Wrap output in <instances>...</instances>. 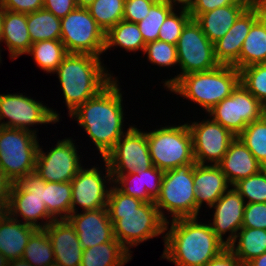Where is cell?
I'll return each mask as SVG.
<instances>
[{"label": "cell", "mask_w": 266, "mask_h": 266, "mask_svg": "<svg viewBox=\"0 0 266 266\" xmlns=\"http://www.w3.org/2000/svg\"><path fill=\"white\" fill-rule=\"evenodd\" d=\"M115 77L95 97L88 99L69 116L85 129L102 159L113 149L124 132L122 93Z\"/></svg>", "instance_id": "1"}, {"label": "cell", "mask_w": 266, "mask_h": 266, "mask_svg": "<svg viewBox=\"0 0 266 266\" xmlns=\"http://www.w3.org/2000/svg\"><path fill=\"white\" fill-rule=\"evenodd\" d=\"M107 211L113 223L114 237L132 253L130 248L164 233L166 221L155 202H142L125 195L114 185L110 187Z\"/></svg>", "instance_id": "2"}, {"label": "cell", "mask_w": 266, "mask_h": 266, "mask_svg": "<svg viewBox=\"0 0 266 266\" xmlns=\"http://www.w3.org/2000/svg\"><path fill=\"white\" fill-rule=\"evenodd\" d=\"M197 218H179L171 220V224L166 222L163 259L176 266H205L227 248L210 224H202Z\"/></svg>", "instance_id": "3"}, {"label": "cell", "mask_w": 266, "mask_h": 266, "mask_svg": "<svg viewBox=\"0 0 266 266\" xmlns=\"http://www.w3.org/2000/svg\"><path fill=\"white\" fill-rule=\"evenodd\" d=\"M104 67L92 54L69 53L63 59L53 74H58L69 115L114 79Z\"/></svg>", "instance_id": "4"}, {"label": "cell", "mask_w": 266, "mask_h": 266, "mask_svg": "<svg viewBox=\"0 0 266 266\" xmlns=\"http://www.w3.org/2000/svg\"><path fill=\"white\" fill-rule=\"evenodd\" d=\"M239 84V70L234 66L219 65L210 71L186 74L169 90L197 103L207 113L229 97Z\"/></svg>", "instance_id": "5"}, {"label": "cell", "mask_w": 266, "mask_h": 266, "mask_svg": "<svg viewBox=\"0 0 266 266\" xmlns=\"http://www.w3.org/2000/svg\"><path fill=\"white\" fill-rule=\"evenodd\" d=\"M147 142L153 165L164 172L196 163L192 134L187 123L168 125L147 132Z\"/></svg>", "instance_id": "6"}, {"label": "cell", "mask_w": 266, "mask_h": 266, "mask_svg": "<svg viewBox=\"0 0 266 266\" xmlns=\"http://www.w3.org/2000/svg\"><path fill=\"white\" fill-rule=\"evenodd\" d=\"M195 164L188 163L164 172L161 191L155 199V206L166 222L169 220L163 209L171 214L172 220L196 217V192L193 183Z\"/></svg>", "instance_id": "7"}, {"label": "cell", "mask_w": 266, "mask_h": 266, "mask_svg": "<svg viewBox=\"0 0 266 266\" xmlns=\"http://www.w3.org/2000/svg\"><path fill=\"white\" fill-rule=\"evenodd\" d=\"M38 141L32 131L0 126V168L12 183L35 171Z\"/></svg>", "instance_id": "8"}, {"label": "cell", "mask_w": 266, "mask_h": 266, "mask_svg": "<svg viewBox=\"0 0 266 266\" xmlns=\"http://www.w3.org/2000/svg\"><path fill=\"white\" fill-rule=\"evenodd\" d=\"M176 46L181 72L163 82L168 91L182 76L210 71L220 65L215 58L214 43L206 37L195 19L191 18L184 26Z\"/></svg>", "instance_id": "9"}, {"label": "cell", "mask_w": 266, "mask_h": 266, "mask_svg": "<svg viewBox=\"0 0 266 266\" xmlns=\"http://www.w3.org/2000/svg\"><path fill=\"white\" fill-rule=\"evenodd\" d=\"M45 185L46 181L35 171L28 173L17 182L12 183L7 213L16 220L21 216L25 220V224L37 229H44L49 223L55 220L48 213L44 203ZM38 219L46 221L44 222L42 220V223H40Z\"/></svg>", "instance_id": "10"}, {"label": "cell", "mask_w": 266, "mask_h": 266, "mask_svg": "<svg viewBox=\"0 0 266 266\" xmlns=\"http://www.w3.org/2000/svg\"><path fill=\"white\" fill-rule=\"evenodd\" d=\"M68 53L92 54L105 52V33L91 16L88 8L76 7L61 18V38Z\"/></svg>", "instance_id": "11"}, {"label": "cell", "mask_w": 266, "mask_h": 266, "mask_svg": "<svg viewBox=\"0 0 266 266\" xmlns=\"http://www.w3.org/2000/svg\"><path fill=\"white\" fill-rule=\"evenodd\" d=\"M266 114V107L257 100L241 83L210 111L208 116L231 131L236 137L247 124Z\"/></svg>", "instance_id": "12"}, {"label": "cell", "mask_w": 266, "mask_h": 266, "mask_svg": "<svg viewBox=\"0 0 266 266\" xmlns=\"http://www.w3.org/2000/svg\"><path fill=\"white\" fill-rule=\"evenodd\" d=\"M5 118L8 119L6 122ZM59 118V114L52 108L22 93L0 94V126L28 130L36 134V130H30V127L55 124L59 122Z\"/></svg>", "instance_id": "13"}, {"label": "cell", "mask_w": 266, "mask_h": 266, "mask_svg": "<svg viewBox=\"0 0 266 266\" xmlns=\"http://www.w3.org/2000/svg\"><path fill=\"white\" fill-rule=\"evenodd\" d=\"M111 175H121L153 167L147 142V132L130 126L105 156Z\"/></svg>", "instance_id": "14"}, {"label": "cell", "mask_w": 266, "mask_h": 266, "mask_svg": "<svg viewBox=\"0 0 266 266\" xmlns=\"http://www.w3.org/2000/svg\"><path fill=\"white\" fill-rule=\"evenodd\" d=\"M74 144L72 139L65 138L47 152L39 146L35 172L46 182H71L83 167Z\"/></svg>", "instance_id": "15"}, {"label": "cell", "mask_w": 266, "mask_h": 266, "mask_svg": "<svg viewBox=\"0 0 266 266\" xmlns=\"http://www.w3.org/2000/svg\"><path fill=\"white\" fill-rule=\"evenodd\" d=\"M187 124L192 134L195 162L218 165L236 136L212 119Z\"/></svg>", "instance_id": "16"}, {"label": "cell", "mask_w": 266, "mask_h": 266, "mask_svg": "<svg viewBox=\"0 0 266 266\" xmlns=\"http://www.w3.org/2000/svg\"><path fill=\"white\" fill-rule=\"evenodd\" d=\"M103 161L106 167L105 176L98 170L99 167L93 166L86 169L82 167L72 179L71 213L78 212L77 205L82 207L83 211L107 207L110 187L107 188L105 183L112 184L113 178L108 164L104 159Z\"/></svg>", "instance_id": "17"}, {"label": "cell", "mask_w": 266, "mask_h": 266, "mask_svg": "<svg viewBox=\"0 0 266 266\" xmlns=\"http://www.w3.org/2000/svg\"><path fill=\"white\" fill-rule=\"evenodd\" d=\"M246 201L235 187L228 189L210 208H214L213 222L209 223L215 235L228 247L242 228ZM229 232L224 241L223 235Z\"/></svg>", "instance_id": "18"}, {"label": "cell", "mask_w": 266, "mask_h": 266, "mask_svg": "<svg viewBox=\"0 0 266 266\" xmlns=\"http://www.w3.org/2000/svg\"><path fill=\"white\" fill-rule=\"evenodd\" d=\"M67 220L74 227L83 250L114 238L107 208L71 213Z\"/></svg>", "instance_id": "19"}, {"label": "cell", "mask_w": 266, "mask_h": 266, "mask_svg": "<svg viewBox=\"0 0 266 266\" xmlns=\"http://www.w3.org/2000/svg\"><path fill=\"white\" fill-rule=\"evenodd\" d=\"M258 19L250 5L231 26L230 30L214 43V54L220 65L234 66L240 70V53L252 24Z\"/></svg>", "instance_id": "20"}, {"label": "cell", "mask_w": 266, "mask_h": 266, "mask_svg": "<svg viewBox=\"0 0 266 266\" xmlns=\"http://www.w3.org/2000/svg\"><path fill=\"white\" fill-rule=\"evenodd\" d=\"M44 230L52 244L55 265H81L83 248L81 247L74 227L67 219L54 220Z\"/></svg>", "instance_id": "21"}, {"label": "cell", "mask_w": 266, "mask_h": 266, "mask_svg": "<svg viewBox=\"0 0 266 266\" xmlns=\"http://www.w3.org/2000/svg\"><path fill=\"white\" fill-rule=\"evenodd\" d=\"M163 175V170L153 166L146 171L112 175V178L114 186L125 195L142 202H155L161 191Z\"/></svg>", "instance_id": "22"}, {"label": "cell", "mask_w": 266, "mask_h": 266, "mask_svg": "<svg viewBox=\"0 0 266 266\" xmlns=\"http://www.w3.org/2000/svg\"><path fill=\"white\" fill-rule=\"evenodd\" d=\"M193 183L196 192V217L205 202L210 208L231 186L218 165L195 164Z\"/></svg>", "instance_id": "23"}, {"label": "cell", "mask_w": 266, "mask_h": 266, "mask_svg": "<svg viewBox=\"0 0 266 266\" xmlns=\"http://www.w3.org/2000/svg\"><path fill=\"white\" fill-rule=\"evenodd\" d=\"M218 166L231 187L264 168L238 136L231 142Z\"/></svg>", "instance_id": "24"}, {"label": "cell", "mask_w": 266, "mask_h": 266, "mask_svg": "<svg viewBox=\"0 0 266 266\" xmlns=\"http://www.w3.org/2000/svg\"><path fill=\"white\" fill-rule=\"evenodd\" d=\"M250 5L249 2L238 0L235 4L202 13L195 20L200 24L206 37L215 43L230 30L238 17Z\"/></svg>", "instance_id": "25"}, {"label": "cell", "mask_w": 266, "mask_h": 266, "mask_svg": "<svg viewBox=\"0 0 266 266\" xmlns=\"http://www.w3.org/2000/svg\"><path fill=\"white\" fill-rule=\"evenodd\" d=\"M37 228L16 220L8 213L0 220V253L8 261L22 258L31 235Z\"/></svg>", "instance_id": "26"}, {"label": "cell", "mask_w": 266, "mask_h": 266, "mask_svg": "<svg viewBox=\"0 0 266 266\" xmlns=\"http://www.w3.org/2000/svg\"><path fill=\"white\" fill-rule=\"evenodd\" d=\"M2 42L7 45L12 60L28 53L32 42L26 13L4 10Z\"/></svg>", "instance_id": "27"}, {"label": "cell", "mask_w": 266, "mask_h": 266, "mask_svg": "<svg viewBox=\"0 0 266 266\" xmlns=\"http://www.w3.org/2000/svg\"><path fill=\"white\" fill-rule=\"evenodd\" d=\"M131 255L114 237L111 241L83 250L80 266H124L132 259Z\"/></svg>", "instance_id": "28"}, {"label": "cell", "mask_w": 266, "mask_h": 266, "mask_svg": "<svg viewBox=\"0 0 266 266\" xmlns=\"http://www.w3.org/2000/svg\"><path fill=\"white\" fill-rule=\"evenodd\" d=\"M228 248L246 265L253 258L266 252V230L242 227Z\"/></svg>", "instance_id": "29"}, {"label": "cell", "mask_w": 266, "mask_h": 266, "mask_svg": "<svg viewBox=\"0 0 266 266\" xmlns=\"http://www.w3.org/2000/svg\"><path fill=\"white\" fill-rule=\"evenodd\" d=\"M145 45L137 23L121 20L105 34V51L119 46L128 52H144Z\"/></svg>", "instance_id": "30"}, {"label": "cell", "mask_w": 266, "mask_h": 266, "mask_svg": "<svg viewBox=\"0 0 266 266\" xmlns=\"http://www.w3.org/2000/svg\"><path fill=\"white\" fill-rule=\"evenodd\" d=\"M27 27L32 44L61 38V19L44 8L27 14Z\"/></svg>", "instance_id": "31"}, {"label": "cell", "mask_w": 266, "mask_h": 266, "mask_svg": "<svg viewBox=\"0 0 266 266\" xmlns=\"http://www.w3.org/2000/svg\"><path fill=\"white\" fill-rule=\"evenodd\" d=\"M71 182H46L44 203L48 213L55 219H67L71 214Z\"/></svg>", "instance_id": "32"}, {"label": "cell", "mask_w": 266, "mask_h": 266, "mask_svg": "<svg viewBox=\"0 0 266 266\" xmlns=\"http://www.w3.org/2000/svg\"><path fill=\"white\" fill-rule=\"evenodd\" d=\"M266 63V29L259 19L251 26L240 53V69Z\"/></svg>", "instance_id": "33"}, {"label": "cell", "mask_w": 266, "mask_h": 266, "mask_svg": "<svg viewBox=\"0 0 266 266\" xmlns=\"http://www.w3.org/2000/svg\"><path fill=\"white\" fill-rule=\"evenodd\" d=\"M41 70L54 73L69 54L61 40H43L31 45L28 53Z\"/></svg>", "instance_id": "34"}, {"label": "cell", "mask_w": 266, "mask_h": 266, "mask_svg": "<svg viewBox=\"0 0 266 266\" xmlns=\"http://www.w3.org/2000/svg\"><path fill=\"white\" fill-rule=\"evenodd\" d=\"M22 258L31 266H53L55 256L51 241L44 229H37L30 237Z\"/></svg>", "instance_id": "35"}, {"label": "cell", "mask_w": 266, "mask_h": 266, "mask_svg": "<svg viewBox=\"0 0 266 266\" xmlns=\"http://www.w3.org/2000/svg\"><path fill=\"white\" fill-rule=\"evenodd\" d=\"M238 137L257 161L266 168V114L247 124Z\"/></svg>", "instance_id": "36"}, {"label": "cell", "mask_w": 266, "mask_h": 266, "mask_svg": "<svg viewBox=\"0 0 266 266\" xmlns=\"http://www.w3.org/2000/svg\"><path fill=\"white\" fill-rule=\"evenodd\" d=\"M125 0H95L88 10L98 26L106 34L123 20Z\"/></svg>", "instance_id": "37"}, {"label": "cell", "mask_w": 266, "mask_h": 266, "mask_svg": "<svg viewBox=\"0 0 266 266\" xmlns=\"http://www.w3.org/2000/svg\"><path fill=\"white\" fill-rule=\"evenodd\" d=\"M174 9V6L162 0H157L151 6L148 15L137 23L145 43L158 40L161 25Z\"/></svg>", "instance_id": "38"}, {"label": "cell", "mask_w": 266, "mask_h": 266, "mask_svg": "<svg viewBox=\"0 0 266 266\" xmlns=\"http://www.w3.org/2000/svg\"><path fill=\"white\" fill-rule=\"evenodd\" d=\"M240 71V83L266 107V63L244 67Z\"/></svg>", "instance_id": "39"}, {"label": "cell", "mask_w": 266, "mask_h": 266, "mask_svg": "<svg viewBox=\"0 0 266 266\" xmlns=\"http://www.w3.org/2000/svg\"><path fill=\"white\" fill-rule=\"evenodd\" d=\"M232 187H235L246 203H266V168L239 180Z\"/></svg>", "instance_id": "40"}, {"label": "cell", "mask_w": 266, "mask_h": 266, "mask_svg": "<svg viewBox=\"0 0 266 266\" xmlns=\"http://www.w3.org/2000/svg\"><path fill=\"white\" fill-rule=\"evenodd\" d=\"M144 55L153 65L173 67L178 65L177 46L164 41L156 40L145 45Z\"/></svg>", "instance_id": "41"}, {"label": "cell", "mask_w": 266, "mask_h": 266, "mask_svg": "<svg viewBox=\"0 0 266 266\" xmlns=\"http://www.w3.org/2000/svg\"><path fill=\"white\" fill-rule=\"evenodd\" d=\"M179 14L174 9L165 19L160 27L158 40L177 45L181 32L187 22L191 19L188 9L179 8Z\"/></svg>", "instance_id": "42"}, {"label": "cell", "mask_w": 266, "mask_h": 266, "mask_svg": "<svg viewBox=\"0 0 266 266\" xmlns=\"http://www.w3.org/2000/svg\"><path fill=\"white\" fill-rule=\"evenodd\" d=\"M242 227L266 230V203H246Z\"/></svg>", "instance_id": "43"}, {"label": "cell", "mask_w": 266, "mask_h": 266, "mask_svg": "<svg viewBox=\"0 0 266 266\" xmlns=\"http://www.w3.org/2000/svg\"><path fill=\"white\" fill-rule=\"evenodd\" d=\"M157 0H125L123 20L138 23L149 13L151 6Z\"/></svg>", "instance_id": "44"}, {"label": "cell", "mask_w": 266, "mask_h": 266, "mask_svg": "<svg viewBox=\"0 0 266 266\" xmlns=\"http://www.w3.org/2000/svg\"><path fill=\"white\" fill-rule=\"evenodd\" d=\"M0 6L4 10L28 14L42 9L43 0H1Z\"/></svg>", "instance_id": "45"}, {"label": "cell", "mask_w": 266, "mask_h": 266, "mask_svg": "<svg viewBox=\"0 0 266 266\" xmlns=\"http://www.w3.org/2000/svg\"><path fill=\"white\" fill-rule=\"evenodd\" d=\"M238 0H194L188 11L192 19H196L200 14L214 10L222 6L235 4Z\"/></svg>", "instance_id": "46"}, {"label": "cell", "mask_w": 266, "mask_h": 266, "mask_svg": "<svg viewBox=\"0 0 266 266\" xmlns=\"http://www.w3.org/2000/svg\"><path fill=\"white\" fill-rule=\"evenodd\" d=\"M77 7L75 0H43V8L58 18H64Z\"/></svg>", "instance_id": "47"}, {"label": "cell", "mask_w": 266, "mask_h": 266, "mask_svg": "<svg viewBox=\"0 0 266 266\" xmlns=\"http://www.w3.org/2000/svg\"><path fill=\"white\" fill-rule=\"evenodd\" d=\"M205 266H246L227 247L219 255L212 258Z\"/></svg>", "instance_id": "48"}, {"label": "cell", "mask_w": 266, "mask_h": 266, "mask_svg": "<svg viewBox=\"0 0 266 266\" xmlns=\"http://www.w3.org/2000/svg\"><path fill=\"white\" fill-rule=\"evenodd\" d=\"M12 182L0 168V204H8Z\"/></svg>", "instance_id": "49"}, {"label": "cell", "mask_w": 266, "mask_h": 266, "mask_svg": "<svg viewBox=\"0 0 266 266\" xmlns=\"http://www.w3.org/2000/svg\"><path fill=\"white\" fill-rule=\"evenodd\" d=\"M251 6L256 10L258 19L266 29V0H255Z\"/></svg>", "instance_id": "50"}, {"label": "cell", "mask_w": 266, "mask_h": 266, "mask_svg": "<svg viewBox=\"0 0 266 266\" xmlns=\"http://www.w3.org/2000/svg\"><path fill=\"white\" fill-rule=\"evenodd\" d=\"M172 6L176 7V3L177 5H181V7L179 6V8H186L189 9V7L192 5V3L194 2V0H162Z\"/></svg>", "instance_id": "51"}, {"label": "cell", "mask_w": 266, "mask_h": 266, "mask_svg": "<svg viewBox=\"0 0 266 266\" xmlns=\"http://www.w3.org/2000/svg\"><path fill=\"white\" fill-rule=\"evenodd\" d=\"M246 266H266V252L261 256L253 258L246 264Z\"/></svg>", "instance_id": "52"}, {"label": "cell", "mask_w": 266, "mask_h": 266, "mask_svg": "<svg viewBox=\"0 0 266 266\" xmlns=\"http://www.w3.org/2000/svg\"><path fill=\"white\" fill-rule=\"evenodd\" d=\"M7 266H31L26 260L23 258L8 261Z\"/></svg>", "instance_id": "53"}, {"label": "cell", "mask_w": 266, "mask_h": 266, "mask_svg": "<svg viewBox=\"0 0 266 266\" xmlns=\"http://www.w3.org/2000/svg\"><path fill=\"white\" fill-rule=\"evenodd\" d=\"M78 8H88L95 0H75Z\"/></svg>", "instance_id": "54"}, {"label": "cell", "mask_w": 266, "mask_h": 266, "mask_svg": "<svg viewBox=\"0 0 266 266\" xmlns=\"http://www.w3.org/2000/svg\"><path fill=\"white\" fill-rule=\"evenodd\" d=\"M4 9L0 6V43L2 42Z\"/></svg>", "instance_id": "55"}, {"label": "cell", "mask_w": 266, "mask_h": 266, "mask_svg": "<svg viewBox=\"0 0 266 266\" xmlns=\"http://www.w3.org/2000/svg\"><path fill=\"white\" fill-rule=\"evenodd\" d=\"M7 205L8 204H0V220L6 215L7 213Z\"/></svg>", "instance_id": "56"}, {"label": "cell", "mask_w": 266, "mask_h": 266, "mask_svg": "<svg viewBox=\"0 0 266 266\" xmlns=\"http://www.w3.org/2000/svg\"><path fill=\"white\" fill-rule=\"evenodd\" d=\"M8 259H6L3 254L0 253V266H7Z\"/></svg>", "instance_id": "57"}, {"label": "cell", "mask_w": 266, "mask_h": 266, "mask_svg": "<svg viewBox=\"0 0 266 266\" xmlns=\"http://www.w3.org/2000/svg\"><path fill=\"white\" fill-rule=\"evenodd\" d=\"M243 1L249 2L250 4L254 2V0H243Z\"/></svg>", "instance_id": "58"}]
</instances>
